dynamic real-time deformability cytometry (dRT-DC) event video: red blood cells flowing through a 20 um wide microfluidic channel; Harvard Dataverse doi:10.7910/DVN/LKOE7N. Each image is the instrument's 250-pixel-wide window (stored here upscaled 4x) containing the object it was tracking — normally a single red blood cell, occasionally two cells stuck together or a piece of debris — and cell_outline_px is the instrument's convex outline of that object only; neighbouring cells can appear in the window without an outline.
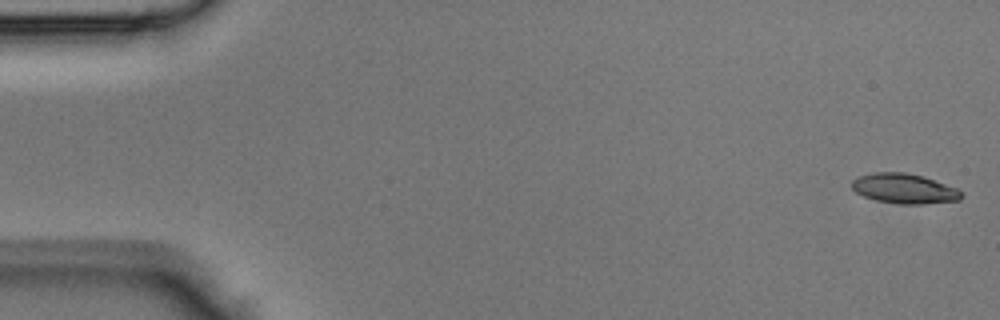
{"species": "Egyptian fruit bat (a non-hibernating species)", "species_latin": "Rousettus aegyptiacus", "temperature_condition": "room temperature", "stored_images_in_passage": 12, "camera_frame_rate_fps": 3000, "um_per_image_px": 0.085, "animal": {"sex": "male"}, "frame": {"image": 1, "passage_image": 1, "time_ms": 0.0, "image_size_px": [1000, 320], "cell_outline_px": [[964, 196], [960, 200], [924, 204], [900, 204], [876, 200], [864, 196], [856, 192], [852, 188], [852, 180], [860, 176], [876, 172], [904, 172], [924, 176], [956, 188], [964, 192]], "centroid_in_image_um": [76.9, 16.03], "position_along_channel_um": 8.1, "area_um2": 19.13}}
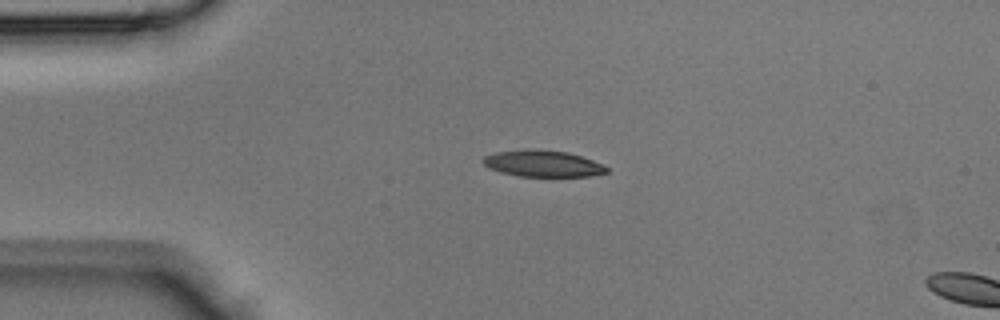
{"frame": {"image": 2, "passage_image": 10, "time_ms": 3.0, "image_size_px": [1000, 320], "cell_outline_px": [[608, 172], [588, 176], [520, 176], [500, 172], [488, 168], [480, 160], [484, 156], [496, 152], [528, 148], [536, 148], [568, 152], [604, 164], [608, 168]], "centroid_in_image_um": [46.1, 13.88], "position_along_channel_um": 38.9, "area_um2": 19.25}}